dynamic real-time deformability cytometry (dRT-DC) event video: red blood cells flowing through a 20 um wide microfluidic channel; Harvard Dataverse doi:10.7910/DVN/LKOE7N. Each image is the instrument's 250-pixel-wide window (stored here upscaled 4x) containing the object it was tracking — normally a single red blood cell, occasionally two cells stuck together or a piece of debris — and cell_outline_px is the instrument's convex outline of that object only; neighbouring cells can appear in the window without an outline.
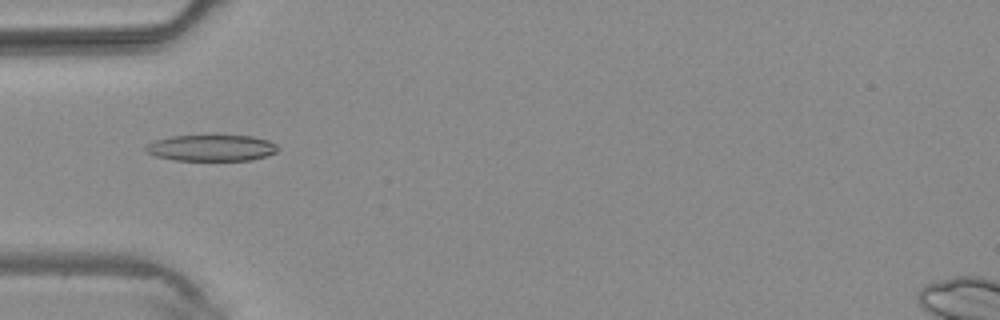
{"species": "common noctule bat (a hibernating species)", "species_latin": "Nyctalus noctula", "temperature_condition": "warm", "stored_images_in_passage": 3, "camera_frame_rate_fps": 3000, "um_per_image_px": 0.085, "animal": {"sex": "male", "body_mass_g": 20.4}, "frame": {"image": 1, "passage_image": 3, "time_ms": 2.333, "image_size_px": [1000, 320], "cell_outline_px": [[280, 148], [276, 152], [268, 156], [252, 160], [172, 160], [156, 156], [148, 152], [144, 148], [148, 144], [156, 140], [172, 136], [252, 136], [268, 140], [276, 144]], "centroid_in_image_um": [18.02, 12.58], "position_along_channel_um": 67.0, "area_um2": 20.11}}